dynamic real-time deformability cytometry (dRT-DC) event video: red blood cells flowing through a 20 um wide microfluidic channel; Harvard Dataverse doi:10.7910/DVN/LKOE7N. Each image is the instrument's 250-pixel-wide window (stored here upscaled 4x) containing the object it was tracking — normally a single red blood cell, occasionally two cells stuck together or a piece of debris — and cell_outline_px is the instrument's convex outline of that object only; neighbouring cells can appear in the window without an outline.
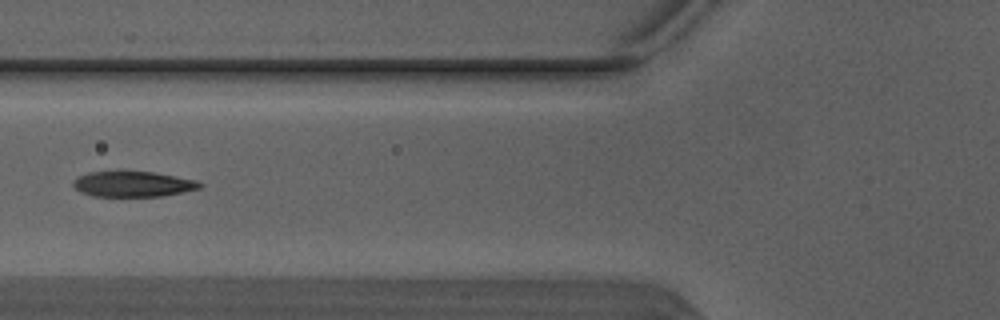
{"species": "Egyptian fruit bat (a non-hibernating species)", "species_latin": "Rousettus aegyptiacus", "temperature_condition": "warm", "stored_images_in_passage": 3, "camera_frame_rate_fps": 3000, "um_per_image_px": 0.085, "animal": {"sex": "male"}, "frame": {"image": 1, "passage_image": 3, "time_ms": 0.667, "image_size_px": [1000, 320], "cell_outline_px": [[204, 184], [200, 188], [184, 192], [164, 196], [92, 196], [80, 192], [72, 184], [76, 176], [88, 172], [120, 168], [152, 172], [176, 176], [196, 180]], "centroid_in_image_um": [11.25, 15.6], "position_along_channel_um": 114.5, "area_um2": 19.71}}